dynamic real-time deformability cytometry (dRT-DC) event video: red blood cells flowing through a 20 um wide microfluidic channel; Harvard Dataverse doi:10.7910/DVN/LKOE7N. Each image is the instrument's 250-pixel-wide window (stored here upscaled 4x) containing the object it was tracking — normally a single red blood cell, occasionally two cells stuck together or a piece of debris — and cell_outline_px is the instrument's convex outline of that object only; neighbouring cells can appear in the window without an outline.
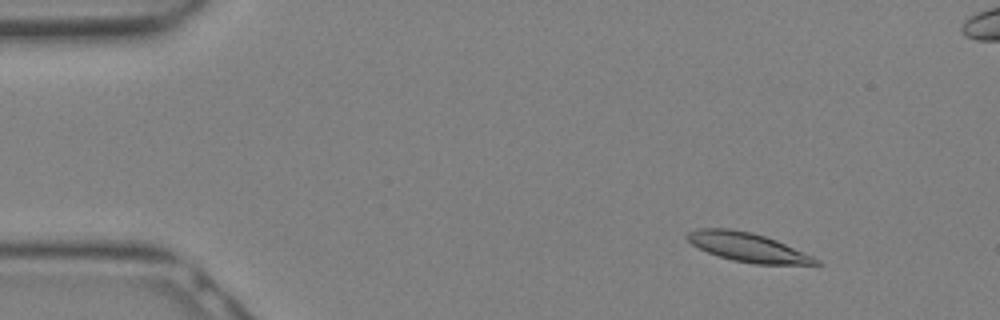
{"species": "Egyptian fruit bat (a non-hibernating species)", "species_latin": "Rousettus aegyptiacus", "temperature_condition": "warm", "stored_images_in_passage": 11, "camera_frame_rate_fps": 3000, "um_per_image_px": 0.085, "animal": {"sex": "female"}, "frame": {"image": 1, "passage_image": 4, "time_ms": 1.0, "image_size_px": [1000, 320], "cell_outline_px": [[824, 264], [756, 264], [732, 260], [708, 252], [692, 244], [684, 236], [688, 232], [696, 228], [728, 228], [752, 232], [776, 240], [812, 256], [820, 260]], "centroid_in_image_um": [63.53, 21.0], "position_along_channel_um": 21.5, "area_um2": 21.5}}
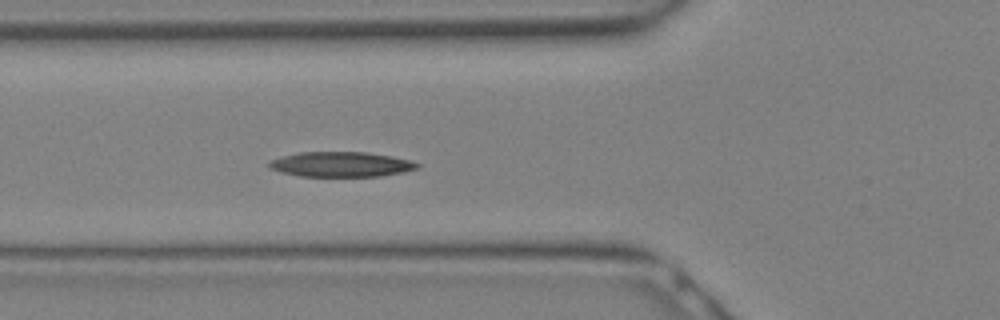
{"frame": {"image": 2, "passage_image": 11, "time_ms": 3.333, "image_size_px": [1000, 320], "cell_outline_px": [[420, 168], [404, 172], [380, 176], [300, 176], [280, 172], [272, 168], [268, 164], [268, 160], [280, 156], [300, 152], [364, 152], [392, 156], [408, 160], [420, 164]], "centroid_in_image_um": [28.98, 13.96], "position_along_channel_um": 96.8, "area_um2": 21.62}}